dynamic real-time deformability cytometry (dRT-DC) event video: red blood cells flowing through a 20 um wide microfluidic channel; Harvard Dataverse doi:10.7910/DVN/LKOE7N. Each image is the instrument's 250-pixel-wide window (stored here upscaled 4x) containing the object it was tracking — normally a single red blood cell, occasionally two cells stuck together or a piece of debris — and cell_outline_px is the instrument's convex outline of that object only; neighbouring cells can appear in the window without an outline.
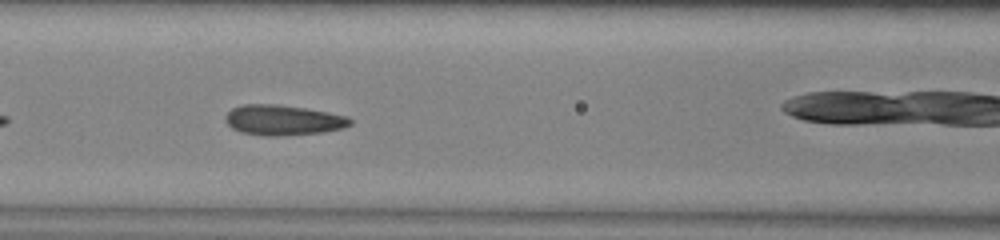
{"species": "common noctule bat (a hibernating species)", "species_latin": "Nyctalus noctula", "temperature_condition": "warm", "stored_images_in_passage": 30, "camera_frame_rate_fps": 3000, "um_per_image_px": 0.085, "animal": {"sex": "male", "body_mass_g": 13.0, "forearm_length_mm": 53.1}, "frame": {"image": 1, "passage_image": 9, "time_ms": 2.667, "image_size_px": [1000, 240], "cell_outline_px": [[352, 124], [344, 128], [320, 132], [280, 136], [268, 136], [244, 132], [232, 128], [224, 120], [224, 116], [232, 108], [244, 104], [276, 104], [304, 108], [328, 112], [348, 116], [352, 120]], "centroid_in_image_um": [24.07, 10.2], "position_along_channel_um": 142.5, "area_um2": 21.91}, "authors_computed_cell_mechanics": {"area_um2": 21.1259, "velocity_mm_per_s": 4.0822, "shape_relaxation_time_tau1_ms": 4.3758, "shape_relaxation_time_tau2_ms": 1.9043, "deformation_change_tau1": 0.1188, "deformation_change_tau2": 0.0737}}